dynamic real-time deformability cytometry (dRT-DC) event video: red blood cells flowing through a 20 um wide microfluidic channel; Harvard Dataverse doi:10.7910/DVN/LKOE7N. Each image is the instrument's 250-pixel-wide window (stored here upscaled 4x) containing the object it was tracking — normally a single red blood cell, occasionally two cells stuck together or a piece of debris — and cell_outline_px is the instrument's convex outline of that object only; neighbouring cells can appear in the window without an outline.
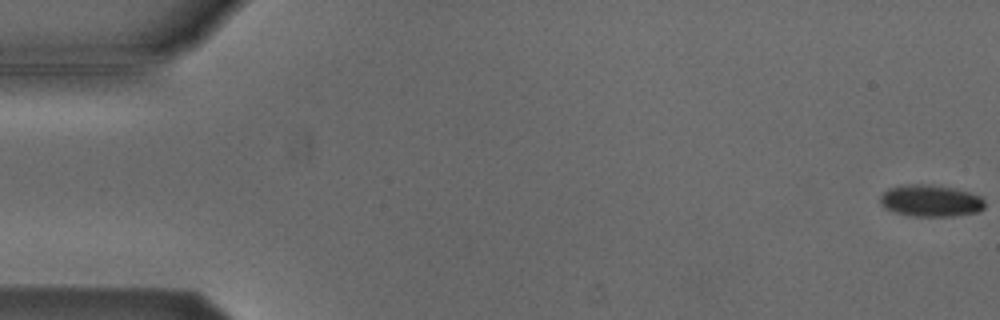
{"species": "Egyptian fruit bat (a non-hibernating species)", "species_latin": "Rousettus aegyptiacus", "temperature_condition": "cold", "stored_images_in_passage": 15, "camera_frame_rate_fps": 3000, "um_per_image_px": 0.085, "animal": {"sex": "male"}, "frame": {"image": 1, "passage_image": 1, "time_ms": 0.0, "image_size_px": [1000, 320], "cell_outline_px": [[984, 208], [976, 212], [952, 216], [912, 216], [896, 212], [884, 208], [880, 204], [880, 196], [888, 188], [908, 184], [924, 184], [956, 188], [980, 196], [984, 200]], "centroid_in_image_um": [79.08, 17.06], "position_along_channel_um": 5.9, "area_um2": 19.31}}